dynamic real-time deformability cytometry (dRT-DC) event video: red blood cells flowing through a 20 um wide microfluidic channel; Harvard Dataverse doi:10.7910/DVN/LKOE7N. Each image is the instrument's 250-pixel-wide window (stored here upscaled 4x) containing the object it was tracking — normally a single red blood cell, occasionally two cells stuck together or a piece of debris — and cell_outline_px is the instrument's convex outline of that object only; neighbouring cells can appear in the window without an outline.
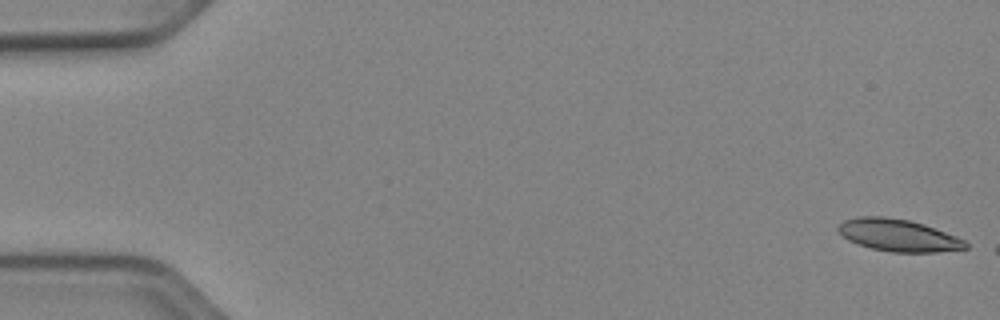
{"species": "Egyptian fruit bat (a non-hibernating species)", "species_latin": "Rousettus aegyptiacus", "temperature_condition": "cold", "stored_images_in_passage": 8, "camera_frame_rate_fps": 3000, "um_per_image_px": 0.085, "animal": {"sex": "female"}, "frame": {"image": 1, "passage_image": 1, "time_ms": 0.0, "image_size_px": [1000, 320], "cell_outline_px": [[968, 248], [936, 252], [892, 252], [872, 248], [848, 240], [836, 228], [844, 220], [860, 216], [884, 216], [908, 220], [924, 224], [956, 236], [964, 240], [968, 244]], "centroid_in_image_um": [76.37, 19.99], "position_along_channel_um": 8.6, "area_um2": 23.64}}